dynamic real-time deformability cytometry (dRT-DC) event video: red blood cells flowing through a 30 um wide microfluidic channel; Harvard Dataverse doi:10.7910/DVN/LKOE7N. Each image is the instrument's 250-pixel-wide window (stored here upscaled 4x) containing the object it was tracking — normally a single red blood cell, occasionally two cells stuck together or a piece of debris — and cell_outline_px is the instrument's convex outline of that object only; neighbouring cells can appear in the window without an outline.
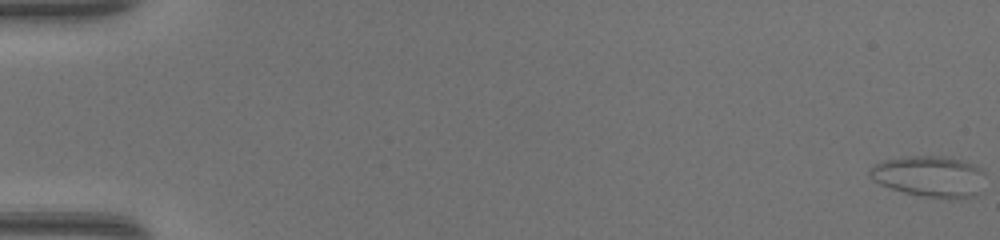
{"species": "common noctule bat (a hibernating species)", "species_latin": "Nyctalus noctula", "temperature_condition": "warm", "stored_images_in_passage": 50, "segment_of_instrument_passage": [1, 2], "camera_frame_rate_fps": 3000, "um_per_image_px": 0.085, "animal": {"sex": "female", "body_mass_g": 17.0, "forearm_length_mm": 48.0}, "frame": {"image": 1, "passage_image": 1, "time_ms": 0.0, "image_size_px": [1000, 240], "cell_outline_px": [[984, 172], [980, 192], [972, 196], [920, 196], [904, 192], [880, 184], [868, 176], [868, 168], [884, 160], [908, 156], [940, 156], [960, 160], [976, 164]], "centroid_in_image_um": [78.97, 14.95], "position_along_channel_um": 6.0, "area_um2": 27.05}}
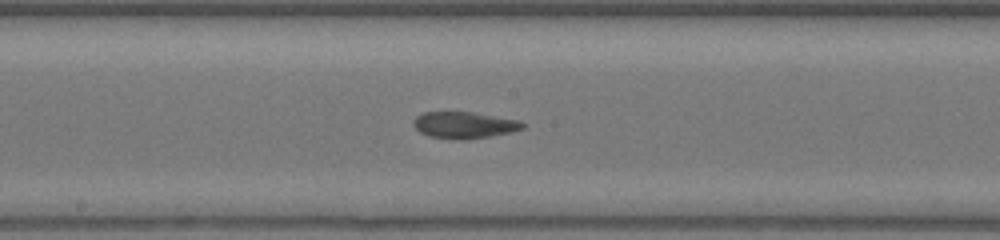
{"frame": {"image": 2, "passage_image": 28, "time_ms": 9.0, "image_size_px": [1000, 240], "cell_outline_px": [[524, 128], [512, 132], [464, 140], [456, 140], [428, 136], [420, 132], [412, 124], [416, 116], [424, 112], [472, 112], [520, 120], [524, 124]], "centroid_in_image_um": [39.45, 10.63], "position_along_channel_um": 208.7, "area_um2": 16.94}}
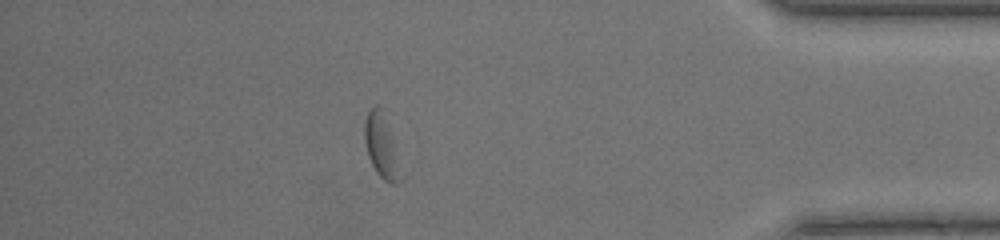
{"frame": {"image": 3, "passage_image": 44, "time_ms": 14.333, "image_size_px": [1000, 240], "cell_outline_px": [[404, 180], [396, 184], [392, 184], [384, 180], [376, 172], [368, 156], [364, 140], [364, 120], [368, 112], [376, 104], [388, 132]], "centroid_in_image_um": [32.39, 12.57], "position_along_channel_um": 402.8, "area_um2": 12.43}}